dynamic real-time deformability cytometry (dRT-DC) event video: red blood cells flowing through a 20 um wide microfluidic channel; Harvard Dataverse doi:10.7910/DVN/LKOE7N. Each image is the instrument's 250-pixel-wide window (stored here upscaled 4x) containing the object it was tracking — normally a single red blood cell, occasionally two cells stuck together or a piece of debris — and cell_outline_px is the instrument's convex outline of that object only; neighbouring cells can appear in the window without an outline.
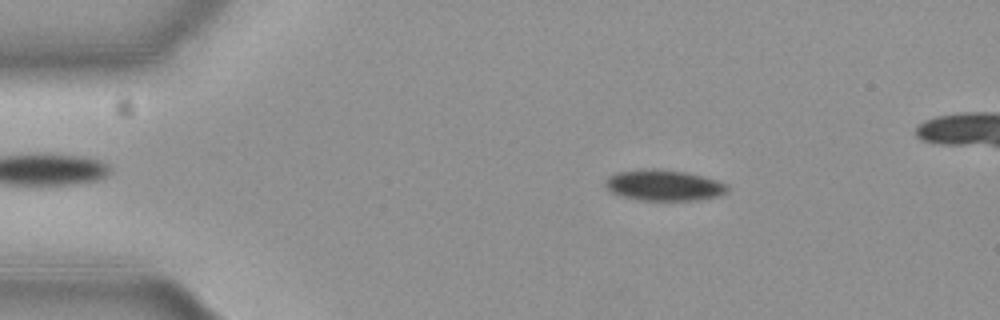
{"species": "common noctule bat (a hibernating species)", "species_latin": "Nyctalus noctula", "temperature_condition": "cold", "stored_images_in_passage": 53, "camera_frame_rate_fps": 3000, "um_per_image_px": 0.085, "animal": {"sex": "female", "body_mass_g": 19.3, "forearm_length_mm": 54.1}, "frame": {"image": 1, "passage_image": 9, "time_ms": 2.667, "image_size_px": [1000, 320], "cell_outline_px": [[728, 192], [716, 196], [696, 200], [640, 200], [624, 196], [612, 192], [604, 184], [604, 180], [608, 176], [616, 172], [644, 168], [660, 168], [684, 172], [704, 176], [728, 184]], "centroid_in_image_um": [56.42, 15.73], "position_along_channel_um": 28.6, "area_um2": 22.08}}
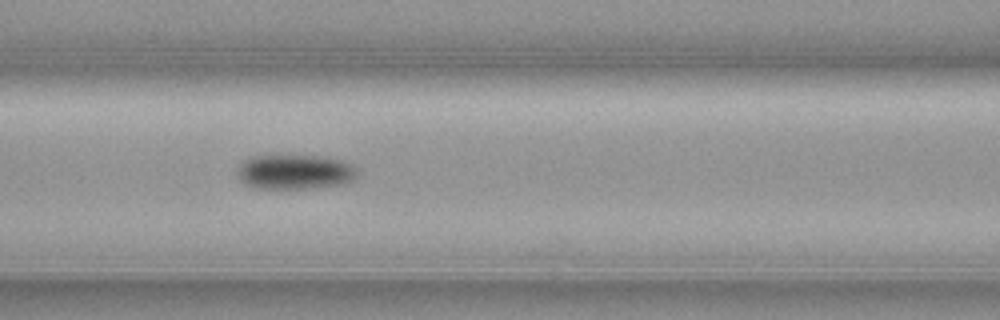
{"frame": {"image": 2, "passage_image": 23, "time_ms": 7.333, "image_size_px": [1000, 320], "cell_outline_px": [[356, 176], [352, 180], [340, 184], [316, 188], [256, 188], [244, 184], [236, 176], [236, 172], [240, 164], [244, 160], [256, 156], [320, 156], [340, 160], [352, 164], [356, 168]], "centroid_in_image_um": [25.03, 14.62], "position_along_channel_um": 141.6, "area_um2": 24.16}}
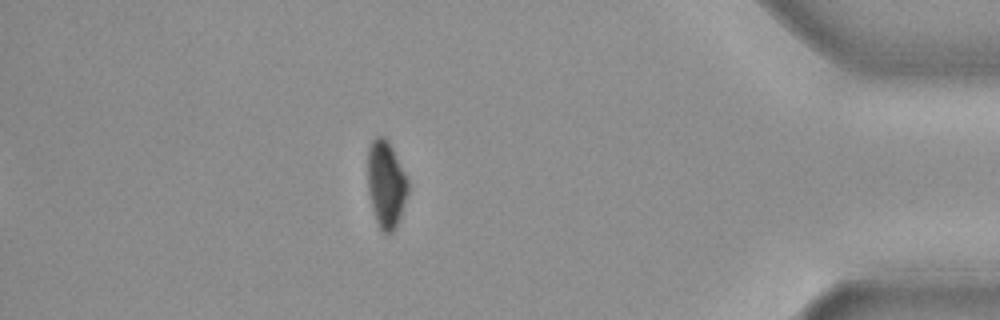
{"frame": {"image": 3, "passage_image": 48, "time_ms": 15.667, "image_size_px": [1000, 320], "cell_outline_px": [[408, 192], [400, 216], [392, 232], [384, 232], [380, 228], [376, 220], [372, 208], [368, 192], [368, 148], [372, 140], [376, 136], [384, 136], [388, 140], [408, 180]], "centroid_in_image_um": [32.8, 15.62], "position_along_channel_um": 402.4, "area_um2": 20.11}, "authors_computed_cell_mechanics": {"area_um2": 22.9466, "velocity_mm_per_s": 3.6865, "shape_relaxation_time_tau1_ms": 4.7782, "shape_relaxation_time_tau2_ms": null, "deformation_change_tau1": 0.0989, "deformation_change_tau2": null}}